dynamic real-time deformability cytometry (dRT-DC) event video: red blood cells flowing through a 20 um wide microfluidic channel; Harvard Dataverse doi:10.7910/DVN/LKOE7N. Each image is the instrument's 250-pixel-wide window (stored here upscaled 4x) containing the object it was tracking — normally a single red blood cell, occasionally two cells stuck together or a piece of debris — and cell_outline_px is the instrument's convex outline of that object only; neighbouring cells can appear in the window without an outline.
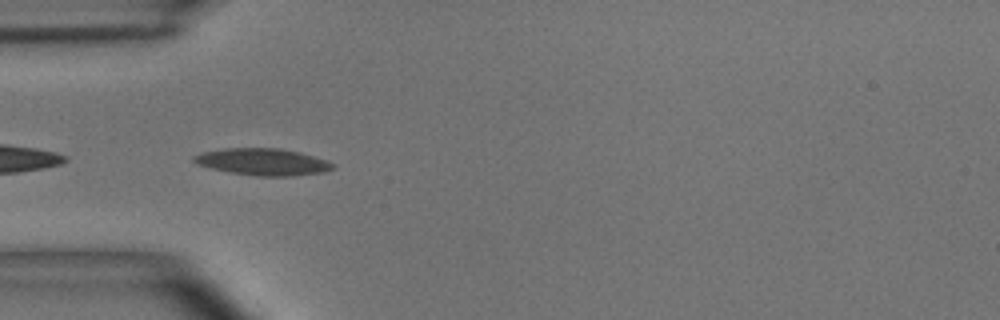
{"species": "common noctule bat (a hibernating species)", "species_latin": "Nyctalus noctula", "temperature_condition": "room temperature", "stored_images_in_passage": 5, "camera_frame_rate_fps": 3000, "um_per_image_px": 0.085, "animal": {"sex": "male", "body_mass_g": 15.6}, "frame": {"image": 1, "passage_image": 2, "time_ms": 0.333, "image_size_px": [1000, 320], "cell_outline_px": [[336, 168], [324, 172], [292, 176], [256, 176], [228, 172], [212, 168], [200, 164], [192, 160], [192, 156], [204, 152], [224, 148], [280, 148], [300, 152], [328, 160], [336, 164]], "centroid_in_image_um": [22.41, 13.76], "position_along_channel_um": 62.6, "area_um2": 21.85}}